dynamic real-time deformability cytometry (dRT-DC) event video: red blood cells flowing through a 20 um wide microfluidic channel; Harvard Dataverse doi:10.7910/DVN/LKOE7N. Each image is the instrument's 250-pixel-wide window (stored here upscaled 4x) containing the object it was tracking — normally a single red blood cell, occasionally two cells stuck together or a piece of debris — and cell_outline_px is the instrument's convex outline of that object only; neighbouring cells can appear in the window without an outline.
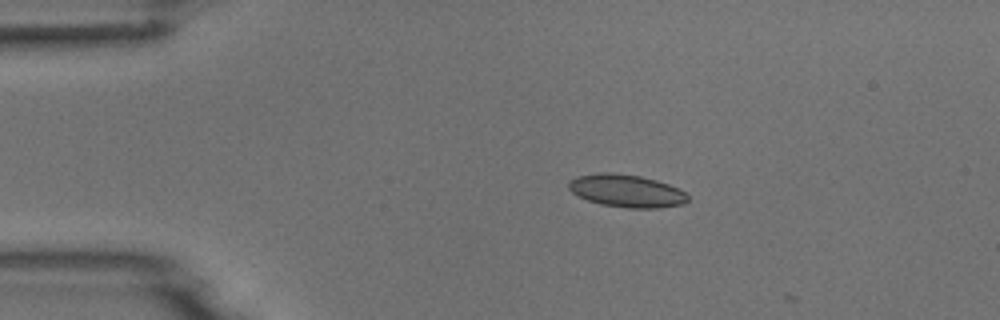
{"species": "common noctule bat (a hibernating species)", "species_latin": "Nyctalus noctula", "temperature_condition": "room temperature", "stored_images_in_passage": 5, "camera_frame_rate_fps": 3000, "um_per_image_px": 0.085, "animal": {"sex": "male", "body_mass_g": 18.8}, "frame": {"image": 1, "passage_image": 1, "time_ms": 0.0, "image_size_px": [1000, 320], "cell_outline_px": [[688, 200], [684, 204], [660, 208], [628, 208], [600, 204], [588, 200], [572, 192], [568, 188], [568, 180], [580, 176], [604, 172], [608, 172], [640, 176], [656, 180], [680, 188], [688, 196]], "centroid_in_image_um": [53.28, 16.23], "position_along_channel_um": 31.7, "area_um2": 22.6}}